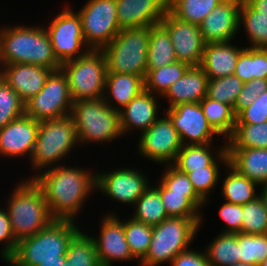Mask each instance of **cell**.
I'll return each mask as SVG.
<instances>
[{
    "mask_svg": "<svg viewBox=\"0 0 267 266\" xmlns=\"http://www.w3.org/2000/svg\"><path fill=\"white\" fill-rule=\"evenodd\" d=\"M146 176L136 169L120 168L116 171L96 173V189L120 203L134 205L148 185Z\"/></svg>",
    "mask_w": 267,
    "mask_h": 266,
    "instance_id": "2e32d148",
    "label": "cell"
},
{
    "mask_svg": "<svg viewBox=\"0 0 267 266\" xmlns=\"http://www.w3.org/2000/svg\"><path fill=\"white\" fill-rule=\"evenodd\" d=\"M211 266H230L238 262V233H219L205 249Z\"/></svg>",
    "mask_w": 267,
    "mask_h": 266,
    "instance_id": "1f68e13d",
    "label": "cell"
},
{
    "mask_svg": "<svg viewBox=\"0 0 267 266\" xmlns=\"http://www.w3.org/2000/svg\"><path fill=\"white\" fill-rule=\"evenodd\" d=\"M134 205L137 207L132 219L137 222L154 227L168 218L159 193V183L149 186Z\"/></svg>",
    "mask_w": 267,
    "mask_h": 266,
    "instance_id": "f546056e",
    "label": "cell"
},
{
    "mask_svg": "<svg viewBox=\"0 0 267 266\" xmlns=\"http://www.w3.org/2000/svg\"><path fill=\"white\" fill-rule=\"evenodd\" d=\"M267 122V91L236 116V124H258Z\"/></svg>",
    "mask_w": 267,
    "mask_h": 266,
    "instance_id": "7dc6e473",
    "label": "cell"
},
{
    "mask_svg": "<svg viewBox=\"0 0 267 266\" xmlns=\"http://www.w3.org/2000/svg\"><path fill=\"white\" fill-rule=\"evenodd\" d=\"M0 49L2 65L26 63L53 71L61 68L54 55L48 32L43 27L0 28Z\"/></svg>",
    "mask_w": 267,
    "mask_h": 266,
    "instance_id": "7a4b0ae2",
    "label": "cell"
},
{
    "mask_svg": "<svg viewBox=\"0 0 267 266\" xmlns=\"http://www.w3.org/2000/svg\"><path fill=\"white\" fill-rule=\"evenodd\" d=\"M6 207L16 241L31 237L54 219L41 188L30 177L17 184Z\"/></svg>",
    "mask_w": 267,
    "mask_h": 266,
    "instance_id": "277c9868",
    "label": "cell"
},
{
    "mask_svg": "<svg viewBox=\"0 0 267 266\" xmlns=\"http://www.w3.org/2000/svg\"><path fill=\"white\" fill-rule=\"evenodd\" d=\"M191 181L195 192L207 202L211 189L218 183L220 176L218 166H206L203 169H192L191 172H184Z\"/></svg>",
    "mask_w": 267,
    "mask_h": 266,
    "instance_id": "f6af8a7d",
    "label": "cell"
},
{
    "mask_svg": "<svg viewBox=\"0 0 267 266\" xmlns=\"http://www.w3.org/2000/svg\"><path fill=\"white\" fill-rule=\"evenodd\" d=\"M5 210L4 208L3 210L0 209V243L7 240L1 251L3 261H6L14 253L17 246V241L11 228L10 218Z\"/></svg>",
    "mask_w": 267,
    "mask_h": 266,
    "instance_id": "681fc988",
    "label": "cell"
},
{
    "mask_svg": "<svg viewBox=\"0 0 267 266\" xmlns=\"http://www.w3.org/2000/svg\"><path fill=\"white\" fill-rule=\"evenodd\" d=\"M39 122L25 114L0 129V156L32 155Z\"/></svg>",
    "mask_w": 267,
    "mask_h": 266,
    "instance_id": "d6986e66",
    "label": "cell"
},
{
    "mask_svg": "<svg viewBox=\"0 0 267 266\" xmlns=\"http://www.w3.org/2000/svg\"><path fill=\"white\" fill-rule=\"evenodd\" d=\"M230 266H257V265L237 262L236 264H233V265H230Z\"/></svg>",
    "mask_w": 267,
    "mask_h": 266,
    "instance_id": "6f0895ef",
    "label": "cell"
},
{
    "mask_svg": "<svg viewBox=\"0 0 267 266\" xmlns=\"http://www.w3.org/2000/svg\"><path fill=\"white\" fill-rule=\"evenodd\" d=\"M202 218L168 217L154 226L150 248L141 266H158L171 261L192 243Z\"/></svg>",
    "mask_w": 267,
    "mask_h": 266,
    "instance_id": "52a82bcc",
    "label": "cell"
},
{
    "mask_svg": "<svg viewBox=\"0 0 267 266\" xmlns=\"http://www.w3.org/2000/svg\"><path fill=\"white\" fill-rule=\"evenodd\" d=\"M222 0H169V11L182 21L199 25Z\"/></svg>",
    "mask_w": 267,
    "mask_h": 266,
    "instance_id": "8d00e7d4",
    "label": "cell"
},
{
    "mask_svg": "<svg viewBox=\"0 0 267 266\" xmlns=\"http://www.w3.org/2000/svg\"><path fill=\"white\" fill-rule=\"evenodd\" d=\"M226 148H267V122L236 124Z\"/></svg>",
    "mask_w": 267,
    "mask_h": 266,
    "instance_id": "d590c367",
    "label": "cell"
},
{
    "mask_svg": "<svg viewBox=\"0 0 267 266\" xmlns=\"http://www.w3.org/2000/svg\"><path fill=\"white\" fill-rule=\"evenodd\" d=\"M0 66H2V61H1V49H0Z\"/></svg>",
    "mask_w": 267,
    "mask_h": 266,
    "instance_id": "6125c7cd",
    "label": "cell"
},
{
    "mask_svg": "<svg viewBox=\"0 0 267 266\" xmlns=\"http://www.w3.org/2000/svg\"><path fill=\"white\" fill-rule=\"evenodd\" d=\"M120 29L152 26L169 11V0H116Z\"/></svg>",
    "mask_w": 267,
    "mask_h": 266,
    "instance_id": "ffe728a7",
    "label": "cell"
},
{
    "mask_svg": "<svg viewBox=\"0 0 267 266\" xmlns=\"http://www.w3.org/2000/svg\"><path fill=\"white\" fill-rule=\"evenodd\" d=\"M242 233L266 234L267 210L260 196L243 205Z\"/></svg>",
    "mask_w": 267,
    "mask_h": 266,
    "instance_id": "ee69618b",
    "label": "cell"
},
{
    "mask_svg": "<svg viewBox=\"0 0 267 266\" xmlns=\"http://www.w3.org/2000/svg\"><path fill=\"white\" fill-rule=\"evenodd\" d=\"M233 75L243 82L254 79V48L248 46L240 53Z\"/></svg>",
    "mask_w": 267,
    "mask_h": 266,
    "instance_id": "f907efd6",
    "label": "cell"
},
{
    "mask_svg": "<svg viewBox=\"0 0 267 266\" xmlns=\"http://www.w3.org/2000/svg\"><path fill=\"white\" fill-rule=\"evenodd\" d=\"M164 114L177 130L182 145L208 144L218 135L208 124L200 103H182L168 108Z\"/></svg>",
    "mask_w": 267,
    "mask_h": 266,
    "instance_id": "9a60e30c",
    "label": "cell"
},
{
    "mask_svg": "<svg viewBox=\"0 0 267 266\" xmlns=\"http://www.w3.org/2000/svg\"><path fill=\"white\" fill-rule=\"evenodd\" d=\"M66 261L70 266H101L92 236L79 231L69 243Z\"/></svg>",
    "mask_w": 267,
    "mask_h": 266,
    "instance_id": "e575fe53",
    "label": "cell"
},
{
    "mask_svg": "<svg viewBox=\"0 0 267 266\" xmlns=\"http://www.w3.org/2000/svg\"><path fill=\"white\" fill-rule=\"evenodd\" d=\"M158 105L154 94L143 90L120 110L122 136L137 128L140 134L145 132L158 119Z\"/></svg>",
    "mask_w": 267,
    "mask_h": 266,
    "instance_id": "7402d4cb",
    "label": "cell"
},
{
    "mask_svg": "<svg viewBox=\"0 0 267 266\" xmlns=\"http://www.w3.org/2000/svg\"><path fill=\"white\" fill-rule=\"evenodd\" d=\"M267 91L266 79H253L248 82H244L243 89L237 96L235 101L233 112L237 116L243 109L250 106L259 95H262Z\"/></svg>",
    "mask_w": 267,
    "mask_h": 266,
    "instance_id": "bcb514c9",
    "label": "cell"
},
{
    "mask_svg": "<svg viewBox=\"0 0 267 266\" xmlns=\"http://www.w3.org/2000/svg\"><path fill=\"white\" fill-rule=\"evenodd\" d=\"M73 102L67 77L59 69L52 71L39 93L25 102V115L38 122L62 118L70 115Z\"/></svg>",
    "mask_w": 267,
    "mask_h": 266,
    "instance_id": "30bf717a",
    "label": "cell"
},
{
    "mask_svg": "<svg viewBox=\"0 0 267 266\" xmlns=\"http://www.w3.org/2000/svg\"><path fill=\"white\" fill-rule=\"evenodd\" d=\"M232 42L206 43L201 67L209 79L233 75L238 57L245 49L233 46Z\"/></svg>",
    "mask_w": 267,
    "mask_h": 266,
    "instance_id": "cb8c5ba5",
    "label": "cell"
},
{
    "mask_svg": "<svg viewBox=\"0 0 267 266\" xmlns=\"http://www.w3.org/2000/svg\"><path fill=\"white\" fill-rule=\"evenodd\" d=\"M74 222L52 221L37 234L18 241L14 253L5 262L11 266H38L42 261L60 260L80 231Z\"/></svg>",
    "mask_w": 267,
    "mask_h": 266,
    "instance_id": "3957f363",
    "label": "cell"
},
{
    "mask_svg": "<svg viewBox=\"0 0 267 266\" xmlns=\"http://www.w3.org/2000/svg\"><path fill=\"white\" fill-rule=\"evenodd\" d=\"M244 82L235 75L218 79H209L207 97L234 107L237 96L243 89Z\"/></svg>",
    "mask_w": 267,
    "mask_h": 266,
    "instance_id": "60d3db41",
    "label": "cell"
},
{
    "mask_svg": "<svg viewBox=\"0 0 267 266\" xmlns=\"http://www.w3.org/2000/svg\"><path fill=\"white\" fill-rule=\"evenodd\" d=\"M160 182L172 192L186 193V196L199 208L206 203L194 190L186 173L179 171L172 164L164 169Z\"/></svg>",
    "mask_w": 267,
    "mask_h": 266,
    "instance_id": "7bdbcfd3",
    "label": "cell"
},
{
    "mask_svg": "<svg viewBox=\"0 0 267 266\" xmlns=\"http://www.w3.org/2000/svg\"><path fill=\"white\" fill-rule=\"evenodd\" d=\"M25 114V102L0 77V129Z\"/></svg>",
    "mask_w": 267,
    "mask_h": 266,
    "instance_id": "b9f144b4",
    "label": "cell"
},
{
    "mask_svg": "<svg viewBox=\"0 0 267 266\" xmlns=\"http://www.w3.org/2000/svg\"><path fill=\"white\" fill-rule=\"evenodd\" d=\"M267 80V49L254 48V79Z\"/></svg>",
    "mask_w": 267,
    "mask_h": 266,
    "instance_id": "f5cc1de1",
    "label": "cell"
},
{
    "mask_svg": "<svg viewBox=\"0 0 267 266\" xmlns=\"http://www.w3.org/2000/svg\"><path fill=\"white\" fill-rule=\"evenodd\" d=\"M243 205L225 202L219 210V216L227 224L224 233H242Z\"/></svg>",
    "mask_w": 267,
    "mask_h": 266,
    "instance_id": "c3c4849f",
    "label": "cell"
},
{
    "mask_svg": "<svg viewBox=\"0 0 267 266\" xmlns=\"http://www.w3.org/2000/svg\"><path fill=\"white\" fill-rule=\"evenodd\" d=\"M63 266H70V264H69L67 261H65V262L63 263Z\"/></svg>",
    "mask_w": 267,
    "mask_h": 266,
    "instance_id": "94428289",
    "label": "cell"
},
{
    "mask_svg": "<svg viewBox=\"0 0 267 266\" xmlns=\"http://www.w3.org/2000/svg\"><path fill=\"white\" fill-rule=\"evenodd\" d=\"M208 80L201 66H190L162 97L170 101L168 108L182 103H199L207 96Z\"/></svg>",
    "mask_w": 267,
    "mask_h": 266,
    "instance_id": "603a6c76",
    "label": "cell"
},
{
    "mask_svg": "<svg viewBox=\"0 0 267 266\" xmlns=\"http://www.w3.org/2000/svg\"><path fill=\"white\" fill-rule=\"evenodd\" d=\"M150 26L124 28L101 49L105 56L107 73L147 74V54Z\"/></svg>",
    "mask_w": 267,
    "mask_h": 266,
    "instance_id": "8992f818",
    "label": "cell"
},
{
    "mask_svg": "<svg viewBox=\"0 0 267 266\" xmlns=\"http://www.w3.org/2000/svg\"><path fill=\"white\" fill-rule=\"evenodd\" d=\"M140 135L138 150L141 156L156 163H166L165 165L174 163L182 148V143L177 130L167 115L163 118L159 117Z\"/></svg>",
    "mask_w": 267,
    "mask_h": 266,
    "instance_id": "4fadbf2b",
    "label": "cell"
},
{
    "mask_svg": "<svg viewBox=\"0 0 267 266\" xmlns=\"http://www.w3.org/2000/svg\"><path fill=\"white\" fill-rule=\"evenodd\" d=\"M253 9L267 17V0H245Z\"/></svg>",
    "mask_w": 267,
    "mask_h": 266,
    "instance_id": "db71d44e",
    "label": "cell"
},
{
    "mask_svg": "<svg viewBox=\"0 0 267 266\" xmlns=\"http://www.w3.org/2000/svg\"><path fill=\"white\" fill-rule=\"evenodd\" d=\"M153 227L135 220L124 221L126 241L133 257L142 261L150 248Z\"/></svg>",
    "mask_w": 267,
    "mask_h": 266,
    "instance_id": "f35d334b",
    "label": "cell"
},
{
    "mask_svg": "<svg viewBox=\"0 0 267 266\" xmlns=\"http://www.w3.org/2000/svg\"><path fill=\"white\" fill-rule=\"evenodd\" d=\"M244 25L247 37L250 41V48L267 49V17L261 16L245 0L241 2L240 21Z\"/></svg>",
    "mask_w": 267,
    "mask_h": 266,
    "instance_id": "836d02e7",
    "label": "cell"
},
{
    "mask_svg": "<svg viewBox=\"0 0 267 266\" xmlns=\"http://www.w3.org/2000/svg\"><path fill=\"white\" fill-rule=\"evenodd\" d=\"M222 1H229V2H242L243 0H222Z\"/></svg>",
    "mask_w": 267,
    "mask_h": 266,
    "instance_id": "91938a15",
    "label": "cell"
},
{
    "mask_svg": "<svg viewBox=\"0 0 267 266\" xmlns=\"http://www.w3.org/2000/svg\"><path fill=\"white\" fill-rule=\"evenodd\" d=\"M67 77L73 101L103 98L107 74L106 60L101 50L90 49L60 68Z\"/></svg>",
    "mask_w": 267,
    "mask_h": 266,
    "instance_id": "9c48e42d",
    "label": "cell"
},
{
    "mask_svg": "<svg viewBox=\"0 0 267 266\" xmlns=\"http://www.w3.org/2000/svg\"><path fill=\"white\" fill-rule=\"evenodd\" d=\"M226 168L230 170L222 182V195L225 197L226 202L245 205L259 196L255 194V189L258 186L256 182L240 174L229 163Z\"/></svg>",
    "mask_w": 267,
    "mask_h": 266,
    "instance_id": "4dcf8cb0",
    "label": "cell"
},
{
    "mask_svg": "<svg viewBox=\"0 0 267 266\" xmlns=\"http://www.w3.org/2000/svg\"><path fill=\"white\" fill-rule=\"evenodd\" d=\"M261 193L259 194L264 206L267 210V183L261 185Z\"/></svg>",
    "mask_w": 267,
    "mask_h": 266,
    "instance_id": "9f6ffc18",
    "label": "cell"
},
{
    "mask_svg": "<svg viewBox=\"0 0 267 266\" xmlns=\"http://www.w3.org/2000/svg\"><path fill=\"white\" fill-rule=\"evenodd\" d=\"M70 9L66 7L62 10L54 17L49 27L45 28L54 55L61 65L83 56L90 50L85 44L80 16Z\"/></svg>",
    "mask_w": 267,
    "mask_h": 266,
    "instance_id": "7c38bea8",
    "label": "cell"
},
{
    "mask_svg": "<svg viewBox=\"0 0 267 266\" xmlns=\"http://www.w3.org/2000/svg\"><path fill=\"white\" fill-rule=\"evenodd\" d=\"M66 261V256H60V260L42 261L38 266H63Z\"/></svg>",
    "mask_w": 267,
    "mask_h": 266,
    "instance_id": "11a10c76",
    "label": "cell"
},
{
    "mask_svg": "<svg viewBox=\"0 0 267 266\" xmlns=\"http://www.w3.org/2000/svg\"><path fill=\"white\" fill-rule=\"evenodd\" d=\"M199 103L208 124L218 135L225 136V139L228 140L232 136L236 125L233 108L226 103L215 101L207 96Z\"/></svg>",
    "mask_w": 267,
    "mask_h": 266,
    "instance_id": "f1b7e54d",
    "label": "cell"
},
{
    "mask_svg": "<svg viewBox=\"0 0 267 266\" xmlns=\"http://www.w3.org/2000/svg\"><path fill=\"white\" fill-rule=\"evenodd\" d=\"M32 179L41 188L54 220L74 221L83 203L96 190V173L54 165Z\"/></svg>",
    "mask_w": 267,
    "mask_h": 266,
    "instance_id": "6da1fadb",
    "label": "cell"
},
{
    "mask_svg": "<svg viewBox=\"0 0 267 266\" xmlns=\"http://www.w3.org/2000/svg\"><path fill=\"white\" fill-rule=\"evenodd\" d=\"M159 193L168 217L202 218L199 208L186 193L172 192L159 183Z\"/></svg>",
    "mask_w": 267,
    "mask_h": 266,
    "instance_id": "ab89813d",
    "label": "cell"
},
{
    "mask_svg": "<svg viewBox=\"0 0 267 266\" xmlns=\"http://www.w3.org/2000/svg\"><path fill=\"white\" fill-rule=\"evenodd\" d=\"M70 116L78 143H102L122 135L120 111L108 105L103 98L74 101Z\"/></svg>",
    "mask_w": 267,
    "mask_h": 266,
    "instance_id": "5b68a950",
    "label": "cell"
},
{
    "mask_svg": "<svg viewBox=\"0 0 267 266\" xmlns=\"http://www.w3.org/2000/svg\"><path fill=\"white\" fill-rule=\"evenodd\" d=\"M176 61L177 57L167 29L161 23L150 26L147 72Z\"/></svg>",
    "mask_w": 267,
    "mask_h": 266,
    "instance_id": "83f0119b",
    "label": "cell"
},
{
    "mask_svg": "<svg viewBox=\"0 0 267 266\" xmlns=\"http://www.w3.org/2000/svg\"><path fill=\"white\" fill-rule=\"evenodd\" d=\"M113 214L102 219L100 237H92L101 266H111L113 260H135L126 241L124 221Z\"/></svg>",
    "mask_w": 267,
    "mask_h": 266,
    "instance_id": "e0dca14e",
    "label": "cell"
},
{
    "mask_svg": "<svg viewBox=\"0 0 267 266\" xmlns=\"http://www.w3.org/2000/svg\"><path fill=\"white\" fill-rule=\"evenodd\" d=\"M229 164L240 174L256 182L267 183V148H226Z\"/></svg>",
    "mask_w": 267,
    "mask_h": 266,
    "instance_id": "d4e9b609",
    "label": "cell"
},
{
    "mask_svg": "<svg viewBox=\"0 0 267 266\" xmlns=\"http://www.w3.org/2000/svg\"><path fill=\"white\" fill-rule=\"evenodd\" d=\"M160 23L167 29L177 61L189 66H201L205 42L197 24L180 20L168 11Z\"/></svg>",
    "mask_w": 267,
    "mask_h": 266,
    "instance_id": "5bb4252c",
    "label": "cell"
},
{
    "mask_svg": "<svg viewBox=\"0 0 267 266\" xmlns=\"http://www.w3.org/2000/svg\"><path fill=\"white\" fill-rule=\"evenodd\" d=\"M190 66L176 61L161 68H156L147 72L145 81V90L154 95H164L170 86L179 80Z\"/></svg>",
    "mask_w": 267,
    "mask_h": 266,
    "instance_id": "d6a6232c",
    "label": "cell"
},
{
    "mask_svg": "<svg viewBox=\"0 0 267 266\" xmlns=\"http://www.w3.org/2000/svg\"><path fill=\"white\" fill-rule=\"evenodd\" d=\"M52 71L39 65L17 63L2 65L0 77L27 102L39 93Z\"/></svg>",
    "mask_w": 267,
    "mask_h": 266,
    "instance_id": "44dd1931",
    "label": "cell"
},
{
    "mask_svg": "<svg viewBox=\"0 0 267 266\" xmlns=\"http://www.w3.org/2000/svg\"><path fill=\"white\" fill-rule=\"evenodd\" d=\"M215 155L217 156L216 159L212 156V151H210V143L185 144L182 145L172 165L181 172H191L192 169H203L206 166H218L216 160L222 162L225 166L229 163L226 145H221V148L219 147Z\"/></svg>",
    "mask_w": 267,
    "mask_h": 266,
    "instance_id": "4316f807",
    "label": "cell"
},
{
    "mask_svg": "<svg viewBox=\"0 0 267 266\" xmlns=\"http://www.w3.org/2000/svg\"><path fill=\"white\" fill-rule=\"evenodd\" d=\"M77 13L89 49L101 50L121 30L117 20L116 0H88Z\"/></svg>",
    "mask_w": 267,
    "mask_h": 266,
    "instance_id": "8fae6325",
    "label": "cell"
},
{
    "mask_svg": "<svg viewBox=\"0 0 267 266\" xmlns=\"http://www.w3.org/2000/svg\"><path fill=\"white\" fill-rule=\"evenodd\" d=\"M258 266H267V258L261 262Z\"/></svg>",
    "mask_w": 267,
    "mask_h": 266,
    "instance_id": "680465c9",
    "label": "cell"
},
{
    "mask_svg": "<svg viewBox=\"0 0 267 266\" xmlns=\"http://www.w3.org/2000/svg\"><path fill=\"white\" fill-rule=\"evenodd\" d=\"M267 258V233H238V262L259 265Z\"/></svg>",
    "mask_w": 267,
    "mask_h": 266,
    "instance_id": "74e56055",
    "label": "cell"
},
{
    "mask_svg": "<svg viewBox=\"0 0 267 266\" xmlns=\"http://www.w3.org/2000/svg\"><path fill=\"white\" fill-rule=\"evenodd\" d=\"M171 266H211L205 252L188 249L179 253L170 263Z\"/></svg>",
    "mask_w": 267,
    "mask_h": 266,
    "instance_id": "816d5d0a",
    "label": "cell"
},
{
    "mask_svg": "<svg viewBox=\"0 0 267 266\" xmlns=\"http://www.w3.org/2000/svg\"><path fill=\"white\" fill-rule=\"evenodd\" d=\"M241 2H220L199 24L205 43L230 42L239 31Z\"/></svg>",
    "mask_w": 267,
    "mask_h": 266,
    "instance_id": "ac0fdd59",
    "label": "cell"
},
{
    "mask_svg": "<svg viewBox=\"0 0 267 266\" xmlns=\"http://www.w3.org/2000/svg\"><path fill=\"white\" fill-rule=\"evenodd\" d=\"M143 90H145V81L142 76L125 73H107L103 99L112 108L120 111ZM112 100L117 103L118 107L113 105L114 101Z\"/></svg>",
    "mask_w": 267,
    "mask_h": 266,
    "instance_id": "484cf974",
    "label": "cell"
},
{
    "mask_svg": "<svg viewBox=\"0 0 267 266\" xmlns=\"http://www.w3.org/2000/svg\"><path fill=\"white\" fill-rule=\"evenodd\" d=\"M78 144L76 128L70 115L39 122L33 153L29 158L33 168H50L54 163L68 156Z\"/></svg>",
    "mask_w": 267,
    "mask_h": 266,
    "instance_id": "ba28073f",
    "label": "cell"
}]
</instances>
